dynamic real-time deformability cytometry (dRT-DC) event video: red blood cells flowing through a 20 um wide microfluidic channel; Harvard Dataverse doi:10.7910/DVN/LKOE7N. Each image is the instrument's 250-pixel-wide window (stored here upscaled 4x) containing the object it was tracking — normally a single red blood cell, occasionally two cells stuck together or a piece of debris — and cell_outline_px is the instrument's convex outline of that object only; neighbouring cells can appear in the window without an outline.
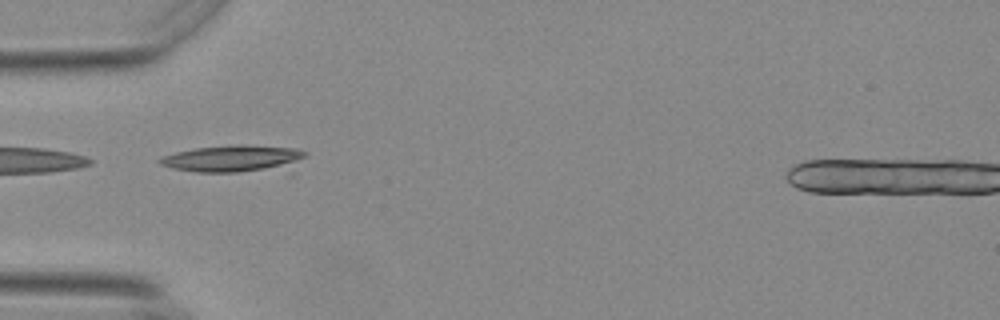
{"species": "Egyptian fruit bat (a non-hibernating species)", "species_latin": "Rousettus aegyptiacus", "temperature_condition": "warm", "stored_images_in_passage": 34, "camera_frame_rate_fps": 3000, "um_per_image_px": 0.085, "animal": {"sex": "female"}, "frame": {"image": 1, "passage_image": 1, "time_ms": 0.0, "image_size_px": [1000, 320], "cell_outline_px": [[308, 152], [304, 156], [296, 160], [264, 168], [236, 172], [196, 172], [172, 168], [160, 164], [156, 160], [160, 156], [176, 152], [196, 148], [232, 144], [244, 144], [296, 148]], "centroid_in_image_um": [19.58, 13.43], "position_along_channel_um": 65.4, "area_um2": 21.79}, "authors_computed_cell_mechanics": {"area_um2": 19.4786, "velocity_mm_per_s": 3.7052, "shape_relaxation_time_tau1_ms": 8.9151, "shape_relaxation_time_tau2_ms": 7.8705, "deformation_change_tau1": 0.2405, "deformation_change_tau2": 0.1864}}